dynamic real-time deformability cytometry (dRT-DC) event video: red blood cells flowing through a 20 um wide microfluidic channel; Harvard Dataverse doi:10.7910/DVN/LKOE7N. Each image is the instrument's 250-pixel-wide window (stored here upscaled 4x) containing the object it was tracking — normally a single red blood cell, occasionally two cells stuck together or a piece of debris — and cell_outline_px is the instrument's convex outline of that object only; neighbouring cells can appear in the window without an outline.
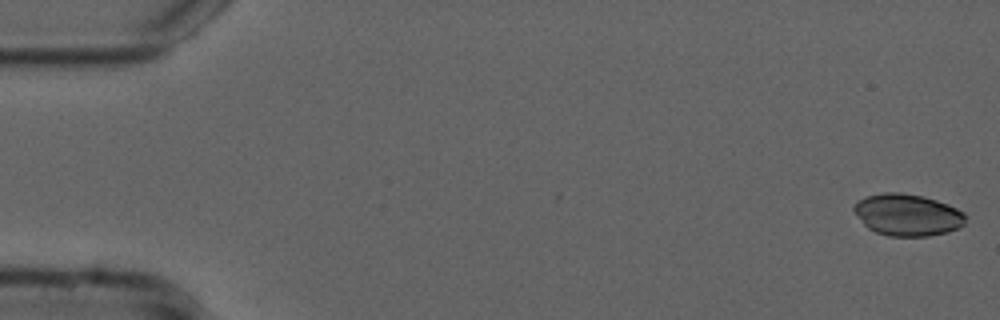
{"species": "common noctule bat (a hibernating species)", "species_latin": "Nyctalus noctula", "temperature_condition": "cold", "stored_images_in_passage": 9, "camera_frame_rate_fps": 3000, "um_per_image_px": 0.085, "animal": {"sex": "male", "forearm_length_mm": 52.5}, "frame": {"image": 1, "passage_image": 1, "time_ms": 0.0, "image_size_px": [1000, 320], "cell_outline_px": [[968, 216], [964, 224], [956, 228], [944, 232], [928, 236], [888, 236], [876, 232], [868, 228], [864, 224], [852, 208], [856, 200], [864, 196], [884, 192], [900, 192], [924, 196], [948, 204], [964, 212]], "centroid_in_image_um": [77.12, 18.24], "position_along_channel_um": 7.9, "area_um2": 27.34}}